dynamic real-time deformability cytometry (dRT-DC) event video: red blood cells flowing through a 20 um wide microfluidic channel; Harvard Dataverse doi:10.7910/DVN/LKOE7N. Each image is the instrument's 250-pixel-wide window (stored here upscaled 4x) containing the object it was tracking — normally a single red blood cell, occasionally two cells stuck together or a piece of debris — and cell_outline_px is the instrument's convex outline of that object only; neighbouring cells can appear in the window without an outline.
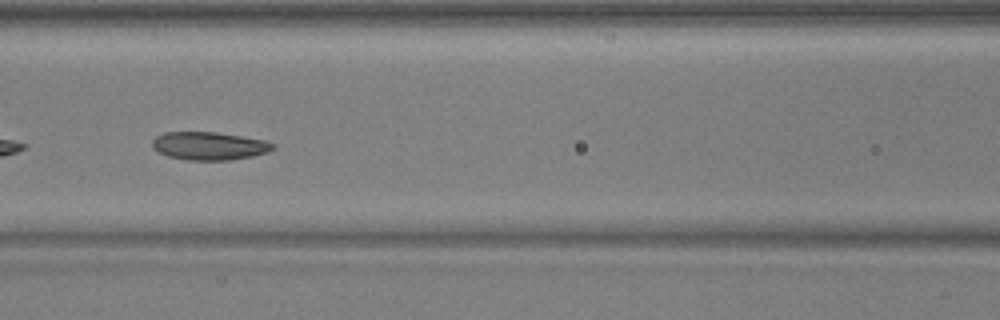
{"species": "common noctule bat (a hibernating species)", "species_latin": "Nyctalus noctula", "temperature_condition": "warm", "stored_images_in_passage": 39, "camera_frame_rate_fps": 3000, "um_per_image_px": 0.085, "animal": {"sex": "male", "body_mass_g": 17.9, "forearm_length_mm": 54.2}, "frame": {"image": 1, "passage_image": 23, "time_ms": 7.333, "image_size_px": [1000, 320], "cell_outline_px": [[276, 148], [268, 152], [252, 156], [228, 160], [188, 160], [168, 156], [152, 148], [152, 140], [156, 136], [164, 132], [216, 132], [264, 140], [276, 144]], "centroid_in_image_um": [17.79, 12.4], "position_along_channel_um": 148.8, "area_um2": 19.71}}